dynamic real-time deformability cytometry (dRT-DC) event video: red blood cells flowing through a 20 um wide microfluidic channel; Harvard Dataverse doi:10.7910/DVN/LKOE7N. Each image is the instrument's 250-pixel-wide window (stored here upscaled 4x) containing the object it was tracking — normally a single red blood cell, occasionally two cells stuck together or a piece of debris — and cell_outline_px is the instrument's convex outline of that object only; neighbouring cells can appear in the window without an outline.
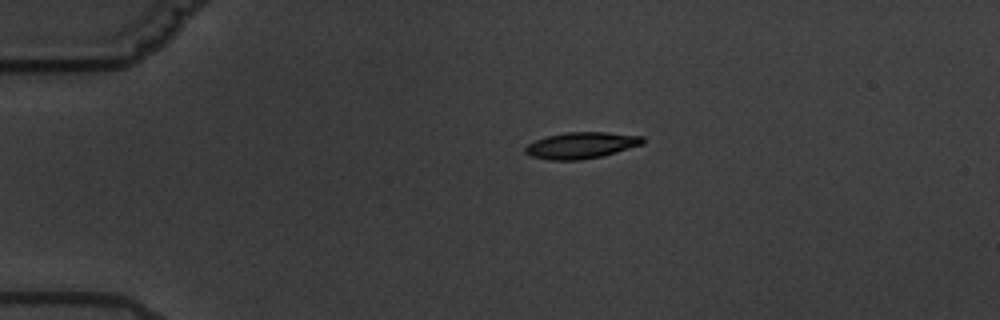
{"species": "common noctule bat (a hibernating species)", "species_latin": "Nyctalus noctula", "temperature_condition": "warm", "stored_images_in_passage": 5, "camera_frame_rate_fps": 3000, "um_per_image_px": 0.085, "animal": {"sex": "male", "body_mass_g": 19.5, "forearm_length_mm": 54.6}, "frame": {"image": 1, "passage_image": 1, "time_ms": 0.0, "image_size_px": [1000, 320], "cell_outline_px": [[644, 144], [616, 152], [600, 156], [580, 160], [548, 160], [532, 156], [524, 152], [524, 148], [528, 144], [536, 140], [548, 136], [564, 132], [608, 132], [644, 136]], "centroid_in_image_um": [49.42, 12.35], "position_along_channel_um": 35.6, "area_um2": 18.03}}
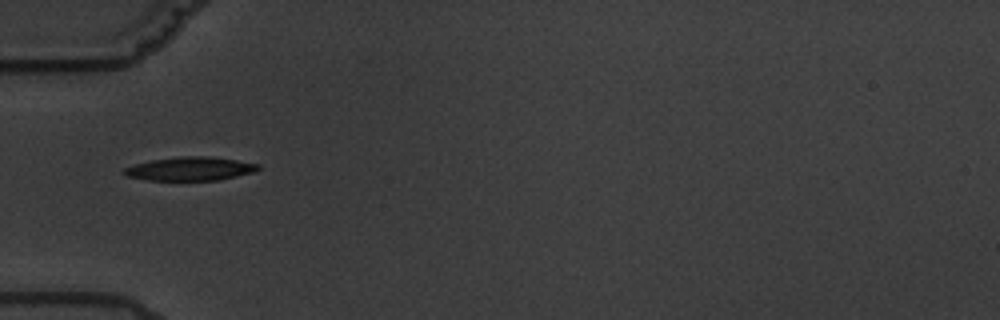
{"frame": {"image": 2, "passage_image": 3, "time_ms": 2.333, "image_size_px": [1000, 320], "cell_outline_px": [[260, 168], [256, 172], [220, 180], [148, 180], [128, 176], [120, 172], [124, 168], [136, 164], [152, 160], [180, 156], [208, 156], [236, 160], [260, 164]], "centroid_in_image_um": [16.2, 14.35], "position_along_channel_um": 68.8, "area_um2": 18.5}}
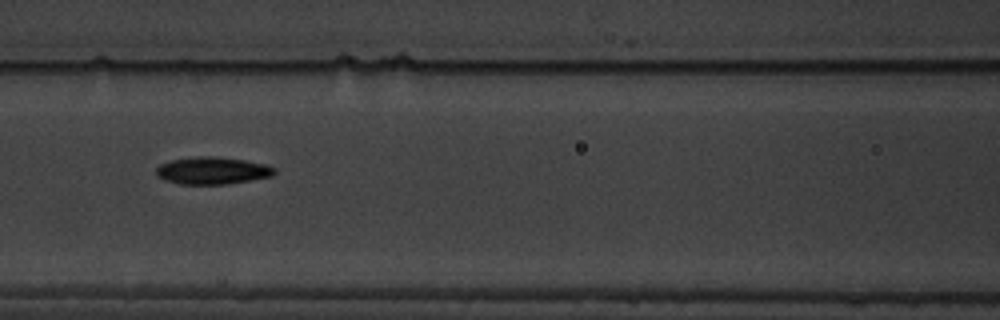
{"frame": {"image": 3, "passage_image": 5, "time_ms": 4.667, "image_size_px": [1000, 320], "cell_outline_px": [[276, 172], [272, 176], [228, 184], [180, 184], [164, 180], [156, 176], [156, 168], [160, 164], [172, 160], [196, 156], [212, 156], [244, 160], [264, 164], [276, 168]], "centroid_in_image_um": [18.03, 14.5], "position_along_channel_um": 148.6, "area_um2": 18.79}}